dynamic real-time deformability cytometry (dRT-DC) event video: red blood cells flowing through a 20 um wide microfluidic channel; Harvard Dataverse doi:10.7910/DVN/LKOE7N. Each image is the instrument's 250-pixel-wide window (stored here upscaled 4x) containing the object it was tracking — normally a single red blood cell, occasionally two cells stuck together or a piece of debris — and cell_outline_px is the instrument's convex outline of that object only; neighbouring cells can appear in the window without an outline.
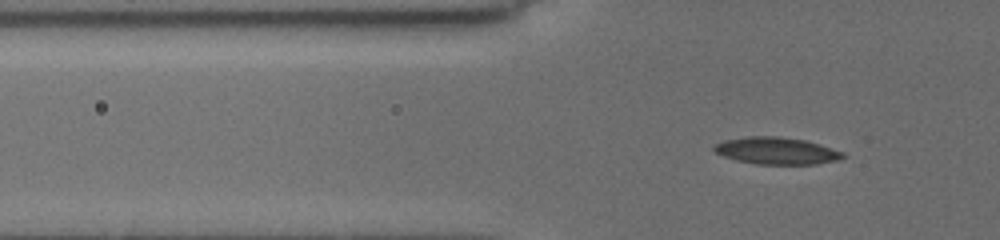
{"species": "common noctule bat (a hibernating species)", "species_latin": "Nyctalus noctula", "temperature_condition": "cold", "stored_images_in_passage": 40, "camera_frame_rate_fps": 3000, "um_per_image_px": 0.085, "animal": {"sex": "female", "body_mass_g": 19.5, "forearm_length_mm": 54.1}, "frame": {"image": 1, "passage_image": 4, "time_ms": 1.0, "image_size_px": [1000, 240], "cell_outline_px": [[848, 156], [840, 160], [816, 164], [756, 164], [736, 160], [724, 156], [716, 152], [712, 148], [716, 144], [724, 140], [752, 136], [772, 136], [804, 140], [844, 152]], "centroid_in_image_um": [66.04, 12.83], "position_along_channel_um": 59.8, "area_um2": 20.11}}
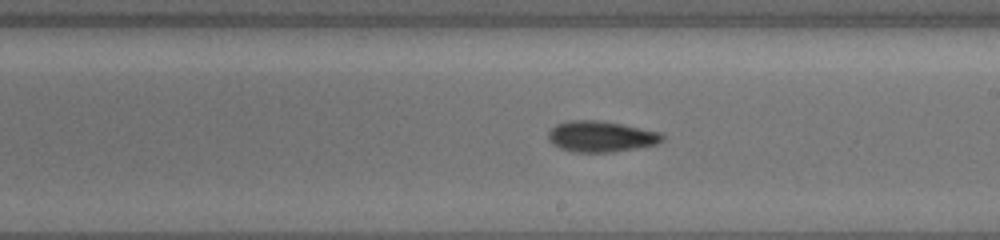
{"frame": {"image": 2, "passage_image": 19, "time_ms": 6.0, "image_size_px": [1000, 240], "cell_outline_px": [[664, 136], [656, 144], [636, 148], [612, 152], [572, 152], [560, 148], [552, 144], [548, 136], [548, 132], [556, 124], [572, 120], [596, 120], [620, 124], [660, 132]], "centroid_in_image_um": [51.04, 11.61], "position_along_channel_um": 238.0, "area_um2": 20.29}}
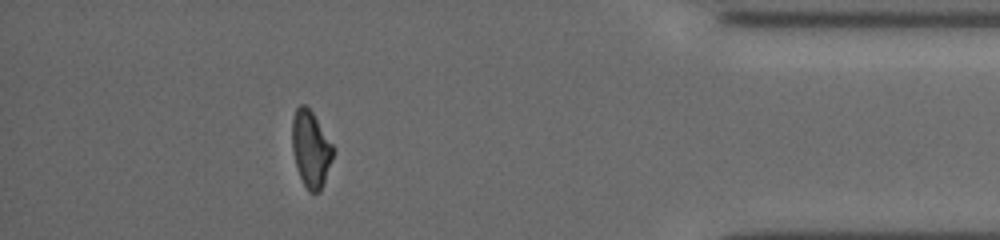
{"frame": {"image": 3, "passage_image": 35, "time_ms": 11.333, "image_size_px": [1000, 240], "cell_outline_px": [[336, 148], [332, 160], [320, 192], [308, 192], [300, 176], [296, 164], [292, 148], [292, 120], [296, 108], [300, 104], [304, 104], [312, 112]], "centroid_in_image_um": [26.44, 12.65], "position_along_channel_um": 408.8, "area_um2": 18.26}, "authors_computed_cell_mechanics": {"area_um2": 19.5364, "velocity_mm_per_s": 3.846, "shape_relaxation_time_tau1_ms": 4.1964, "shape_relaxation_time_tau2_ms": 6.8375, "deformation_change_tau1": 0.1397, "deformation_change_tau2": 0.1488}}